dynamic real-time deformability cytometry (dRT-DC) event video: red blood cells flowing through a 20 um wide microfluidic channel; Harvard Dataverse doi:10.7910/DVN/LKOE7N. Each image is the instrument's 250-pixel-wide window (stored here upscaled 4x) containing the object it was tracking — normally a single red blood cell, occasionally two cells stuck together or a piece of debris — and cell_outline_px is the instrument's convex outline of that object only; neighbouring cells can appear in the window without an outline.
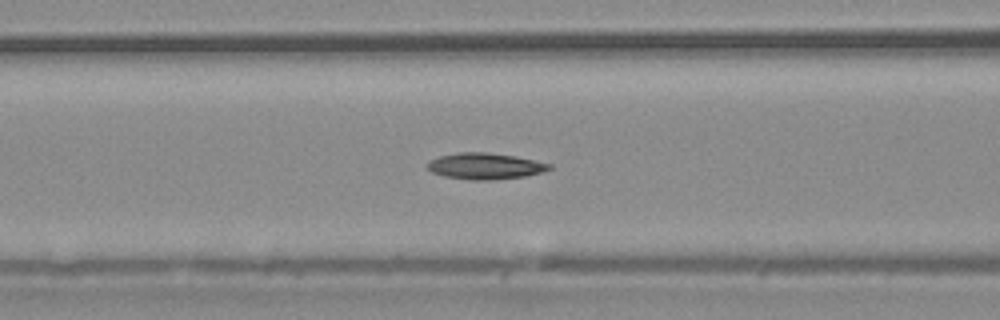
{"species": "common noctule bat (a hibernating species)", "species_latin": "Nyctalus noctula", "temperature_condition": "warm", "stored_images_in_passage": 56, "camera_frame_rate_fps": 3000, "um_per_image_px": 0.085, "animal": {"sex": "male", "body_mass_g": 20.4}, "frame": {"image": 1, "passage_image": 23, "time_ms": 7.333, "image_size_px": [1000, 320], "cell_outline_px": [[552, 168], [540, 172], [524, 176], [492, 180], [472, 180], [444, 176], [432, 172], [428, 168], [428, 164], [432, 160], [440, 156], [460, 152], [484, 152], [516, 156], [552, 164]], "centroid_in_image_um": [41.25, 14.12], "position_along_channel_um": 125.3, "area_um2": 18.38}}
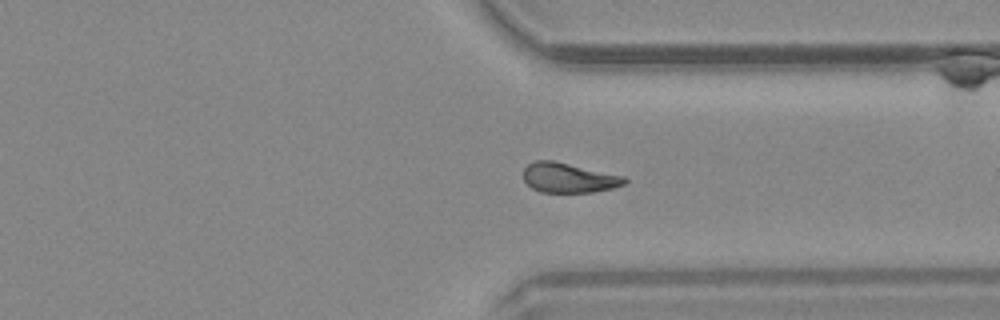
{"frame": {"image": 2, "passage_image": 42, "time_ms": 13.667, "image_size_px": [1000, 320], "cell_outline_px": [[628, 180], [624, 184], [612, 188], [592, 192], [540, 192], [532, 188], [524, 180], [524, 168], [528, 164], [536, 160], [552, 160], [624, 176]], "centroid_in_image_um": [48.33, 15.11], "position_along_channel_um": 363.1, "area_um2": 17.4}}
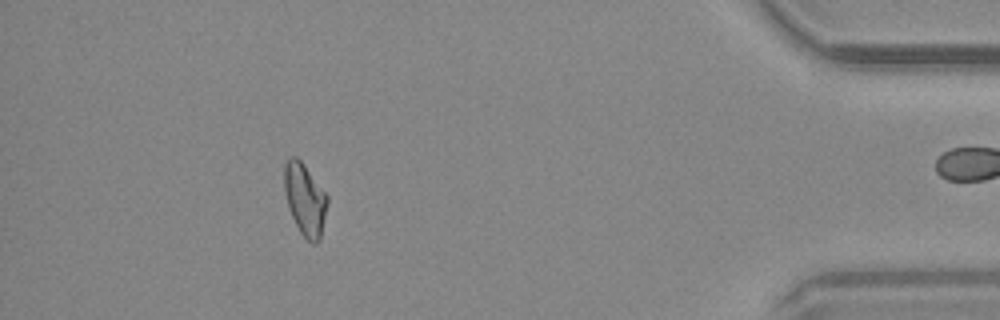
{"frame": {"image": 3, "passage_image": 50, "time_ms": 16.333, "image_size_px": [1000, 320], "cell_outline_px": [[328, 204], [320, 240], [316, 244], [312, 244], [300, 232], [288, 208], [284, 192], [284, 164], [288, 156], [296, 156], [304, 164], [328, 196]], "centroid_in_image_um": [25.91, 16.93], "position_along_channel_um": 409.3, "area_um2": 18.26}, "authors_computed_cell_mechanics": {"area_um2": 18.2648, "velocity_mm_per_s": 3.7464, "shape_relaxation_time_tau1_ms": 8.124, "shape_relaxation_time_tau2_ms": 7.9069, "deformation_change_tau1": 0.1739, "deformation_change_tau2": 0.1459}}